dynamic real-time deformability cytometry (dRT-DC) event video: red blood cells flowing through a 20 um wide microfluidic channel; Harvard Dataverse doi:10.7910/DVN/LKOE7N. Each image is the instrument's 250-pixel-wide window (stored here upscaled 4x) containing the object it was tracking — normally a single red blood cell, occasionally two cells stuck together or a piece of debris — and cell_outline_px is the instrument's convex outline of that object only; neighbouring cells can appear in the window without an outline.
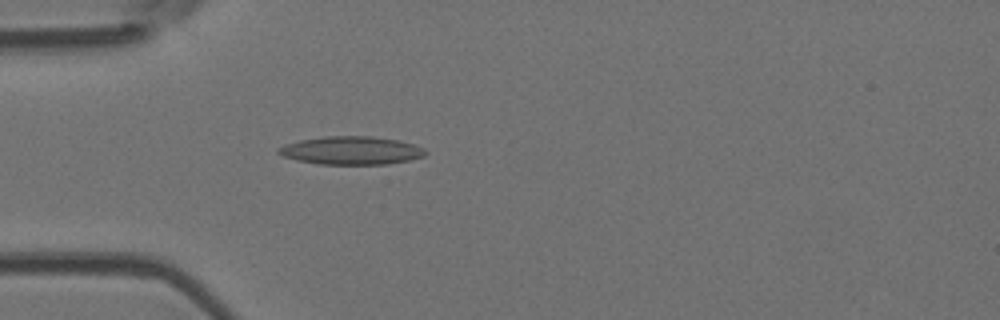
{"species": "Egyptian fruit bat (a non-hibernating species)", "species_latin": "Rousettus aegyptiacus", "temperature_condition": "room temperature", "stored_images_in_passage": 5, "camera_frame_rate_fps": 3000, "um_per_image_px": 0.085, "animal": {"sex": "female"}, "frame": {"image": 1, "passage_image": 5, "time_ms": 4.667, "image_size_px": [1000, 320], "cell_outline_px": [[428, 152], [424, 156], [408, 160], [388, 164], [320, 164], [296, 160], [284, 156], [276, 152], [276, 148], [284, 144], [300, 140], [324, 136], [372, 136], [400, 140], [424, 148]], "centroid_in_image_um": [29.84, 12.78], "position_along_channel_um": 55.2, "area_um2": 24.22}}